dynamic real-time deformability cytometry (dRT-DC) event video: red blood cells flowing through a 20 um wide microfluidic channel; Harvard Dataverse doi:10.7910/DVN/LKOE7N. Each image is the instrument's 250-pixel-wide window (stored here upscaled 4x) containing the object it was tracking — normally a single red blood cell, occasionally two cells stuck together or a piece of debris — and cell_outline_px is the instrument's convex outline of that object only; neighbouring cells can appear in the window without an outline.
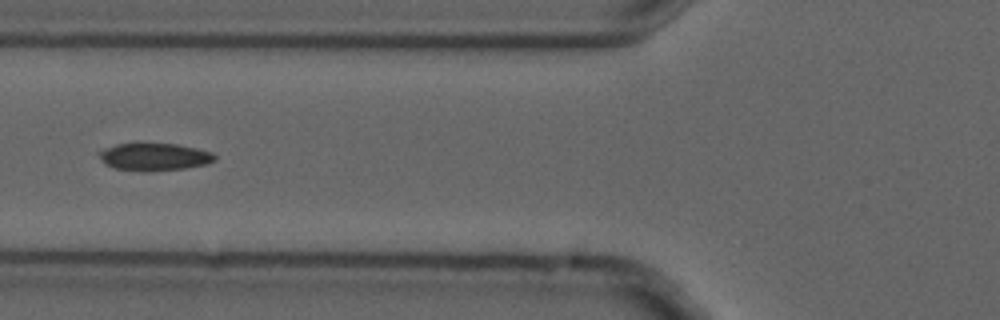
{"species": "common noctule bat (a hibernating species)", "species_latin": "Nyctalus noctula", "temperature_condition": "cold", "stored_images_in_passage": 8, "camera_frame_rate_fps": 3000, "um_per_image_px": 0.085, "animal": {"sex": "male", "forearm_length_mm": 52.5}, "frame": {"image": 1, "passage_image": 6, "time_ms": 1.667, "image_size_px": [1000, 320], "cell_outline_px": [[216, 160], [208, 164], [184, 168], [116, 168], [104, 164], [96, 152], [104, 148], [116, 144], [136, 140], [176, 144], [196, 148], [212, 152], [216, 156]], "centroid_in_image_um": [13.09, 13.22], "position_along_channel_um": 112.7, "area_um2": 18.44}}
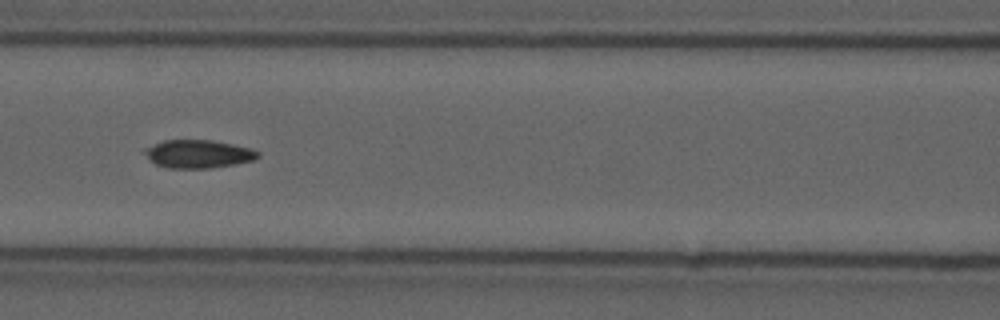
{"frame": {"image": 2, "passage_image": 7, "time_ms": 2.0, "image_size_px": [1000, 320], "cell_outline_px": [[260, 156], [252, 160], [236, 164], [208, 168], [168, 168], [156, 164], [144, 152], [144, 148], [164, 140], [212, 140], [252, 148], [260, 152]], "centroid_in_image_um": [16.89, 13.08], "position_along_channel_um": 149.7, "area_um2": 18.44}}
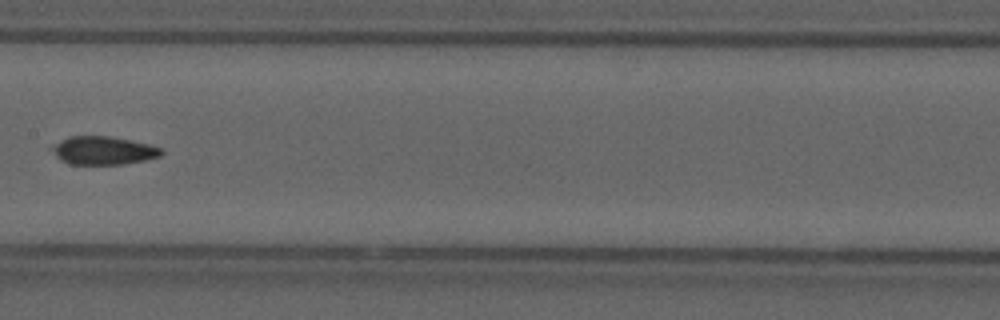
{"frame": {"image": 3, "passage_image": 8, "time_ms": 2.333, "image_size_px": [1000, 320], "cell_outline_px": [[164, 152], [160, 156], [144, 160], [120, 164], [68, 164], [60, 160], [48, 148], [68, 136], [108, 136], [148, 144], [164, 148]], "centroid_in_image_um": [8.75, 12.79], "position_along_channel_um": 198.7, "area_um2": 17.98}}